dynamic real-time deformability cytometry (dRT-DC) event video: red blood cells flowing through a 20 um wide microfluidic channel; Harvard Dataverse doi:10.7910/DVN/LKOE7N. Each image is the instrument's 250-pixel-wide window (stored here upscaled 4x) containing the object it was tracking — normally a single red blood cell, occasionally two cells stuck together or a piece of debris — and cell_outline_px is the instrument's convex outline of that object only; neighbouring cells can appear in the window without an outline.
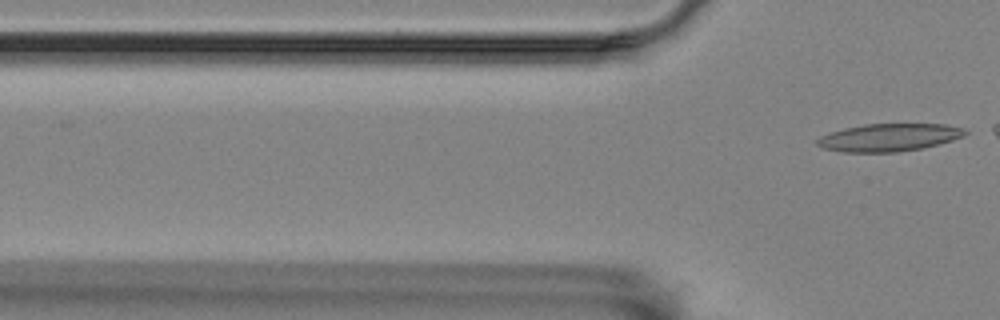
{"species": "Egyptian fruit bat (a non-hibernating species)", "species_latin": "Rousettus aegyptiacus", "temperature_condition": "room temperature", "stored_images_in_passage": 3, "camera_frame_rate_fps": 3000, "um_per_image_px": 0.085, "animal": {"sex": "female"}, "frame": {"image": 1, "passage_image": 3, "time_ms": 0.667, "image_size_px": [1000, 320], "cell_outline_px": [[968, 132], [964, 136], [952, 140], [920, 148], [900, 152], [840, 152], [820, 148], [816, 144], [816, 140], [820, 136], [844, 128], [864, 124], [944, 124], [964, 128]], "centroid_in_image_um": [75.52, 11.68], "position_along_channel_um": 50.3, "area_um2": 23.87}}